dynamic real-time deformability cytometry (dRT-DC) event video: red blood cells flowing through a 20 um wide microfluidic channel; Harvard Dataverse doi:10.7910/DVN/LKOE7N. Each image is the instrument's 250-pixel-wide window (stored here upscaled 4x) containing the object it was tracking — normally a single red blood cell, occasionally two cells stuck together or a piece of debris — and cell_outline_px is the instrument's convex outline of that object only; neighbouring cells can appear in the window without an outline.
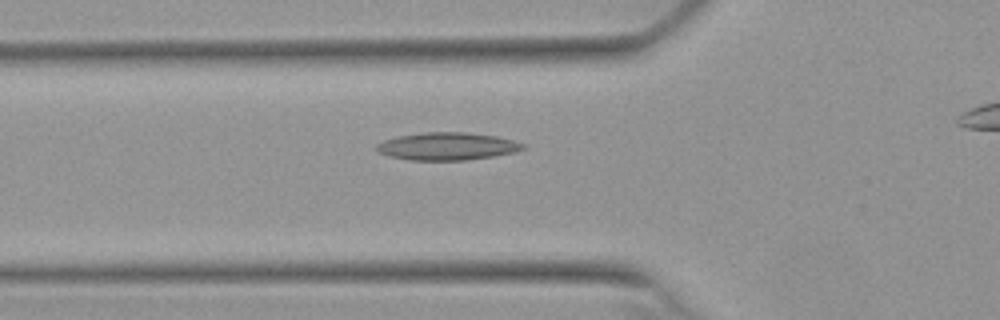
{"species": "Egyptian fruit bat (a non-hibernating species)", "species_latin": "Rousettus aegyptiacus", "temperature_condition": "warm", "stored_images_in_passage": 37, "camera_frame_rate_fps": 3000, "um_per_image_px": 0.085, "animal": {"sex": "female"}, "frame": {"image": 1, "passage_image": 9, "time_ms": 2.667, "image_size_px": [1000, 320], "cell_outline_px": [[528, 148], [516, 152], [496, 156], [468, 160], [408, 160], [388, 156], [380, 152], [376, 148], [376, 144], [384, 140], [396, 136], [424, 132], [468, 132], [496, 136], [512, 140], [524, 144]], "centroid_in_image_um": [38.04, 12.43], "position_along_channel_um": 87.8, "area_um2": 23.81}}
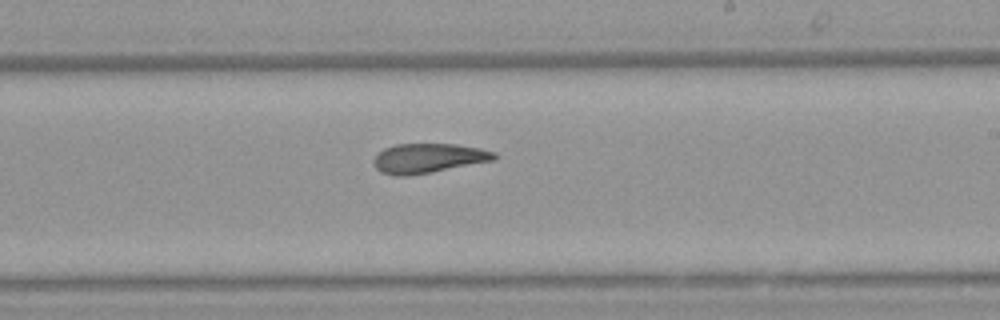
{"frame": {"image": 2, "passage_image": 22, "time_ms": 7.0, "image_size_px": [1000, 320], "cell_outline_px": [[500, 156], [496, 160], [432, 172], [408, 176], [396, 176], [380, 172], [376, 168], [372, 160], [384, 148], [396, 144], [456, 144], [480, 148], [496, 152]], "centroid_in_image_um": [36.45, 13.45], "position_along_channel_um": 252.6, "area_um2": 20.98}}
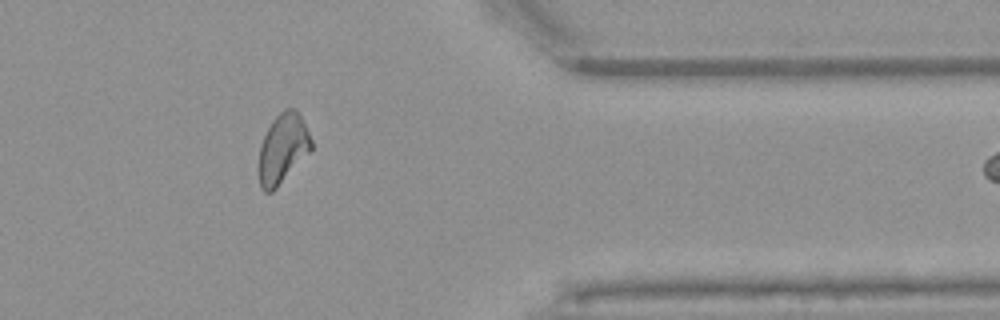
{"frame": {"image": 3, "passage_image": 34, "time_ms": 11.0, "image_size_px": [1000, 320], "cell_outline_px": [[312, 148], [276, 188], [272, 192], [264, 192], [260, 188], [256, 172], [256, 168], [260, 144], [272, 120], [284, 108], [296, 108], [312, 140]], "centroid_in_image_um": [23.96, 12.65], "position_along_channel_um": 387.4, "area_um2": 21.44}, "authors_computed_cell_mechanics": {"area_um2": 21.4438, "velocity_mm_per_s": 3.8102, "shape_relaxation_time_tau1_ms": null, "shape_relaxation_time_tau2_ms": 2.8691, "deformation_change_tau1": null, "deformation_change_tau2": 0.1101}}